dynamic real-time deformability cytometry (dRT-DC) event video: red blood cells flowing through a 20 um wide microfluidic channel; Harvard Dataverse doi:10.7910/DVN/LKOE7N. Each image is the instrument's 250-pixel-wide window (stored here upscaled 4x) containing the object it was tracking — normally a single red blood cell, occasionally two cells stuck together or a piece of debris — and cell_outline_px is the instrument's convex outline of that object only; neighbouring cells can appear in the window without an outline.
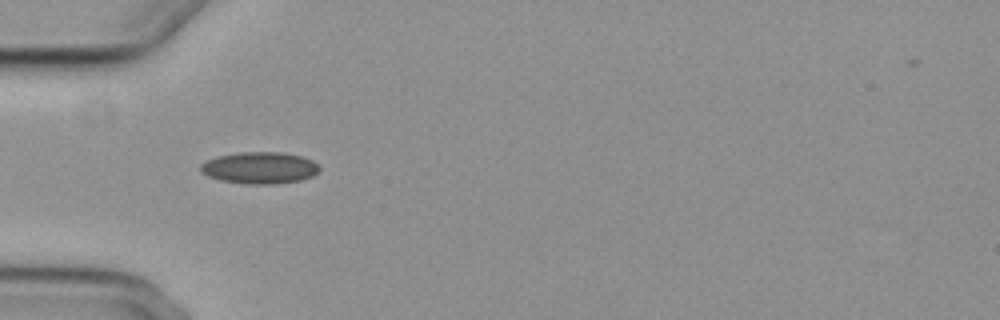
{"species": "common noctule bat (a hibernating species)", "species_latin": "Nyctalus noctula", "temperature_condition": "cold", "stored_images_in_passage": 8, "camera_frame_rate_fps": 3000, "um_per_image_px": 0.085, "animal": {"sex": "female", "body_mass_g": 29.2, "forearm_length_mm": 56.3}, "frame": {"image": 1, "passage_image": 5, "time_ms": 4.667, "image_size_px": [1000, 320], "cell_outline_px": [[320, 168], [312, 176], [300, 180], [276, 184], [244, 184], [220, 180], [208, 176], [200, 172], [200, 164], [216, 156], [236, 152], [284, 152], [304, 156], [312, 160]], "centroid_in_image_um": [22.05, 14.26], "position_along_channel_um": 63.0, "area_um2": 22.2}}
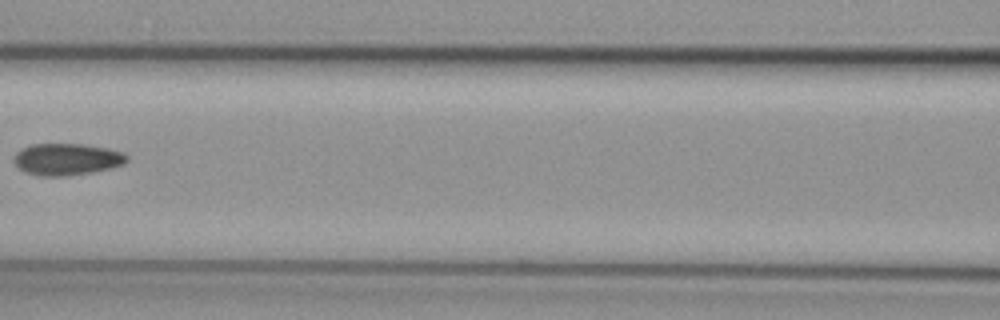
{"frame": {"image": 2, "passage_image": 7, "time_ms": 7.333, "image_size_px": [1000, 320], "cell_outline_px": [[128, 160], [124, 164], [112, 168], [92, 172], [68, 176], [36, 176], [24, 172], [12, 160], [16, 152], [32, 144], [84, 144], [108, 148], [124, 152], [128, 156]], "centroid_in_image_um": [5.7, 13.54], "position_along_channel_um": 160.9, "area_um2": 21.15}}
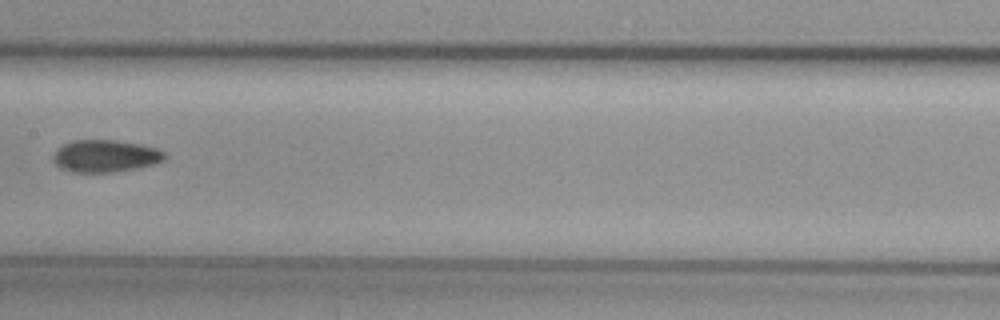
{"frame": {"image": 3, "passage_image": 8, "time_ms": 8.333, "image_size_px": [1000, 320], "cell_outline_px": [[168, 156], [164, 160], [152, 164], [136, 168], [112, 172], [72, 172], [60, 168], [52, 160], [52, 156], [56, 148], [72, 140], [116, 140], [140, 144], [156, 148], [164, 152]], "centroid_in_image_um": [8.92, 13.25], "position_along_channel_um": 198.5, "area_um2": 21.04}}